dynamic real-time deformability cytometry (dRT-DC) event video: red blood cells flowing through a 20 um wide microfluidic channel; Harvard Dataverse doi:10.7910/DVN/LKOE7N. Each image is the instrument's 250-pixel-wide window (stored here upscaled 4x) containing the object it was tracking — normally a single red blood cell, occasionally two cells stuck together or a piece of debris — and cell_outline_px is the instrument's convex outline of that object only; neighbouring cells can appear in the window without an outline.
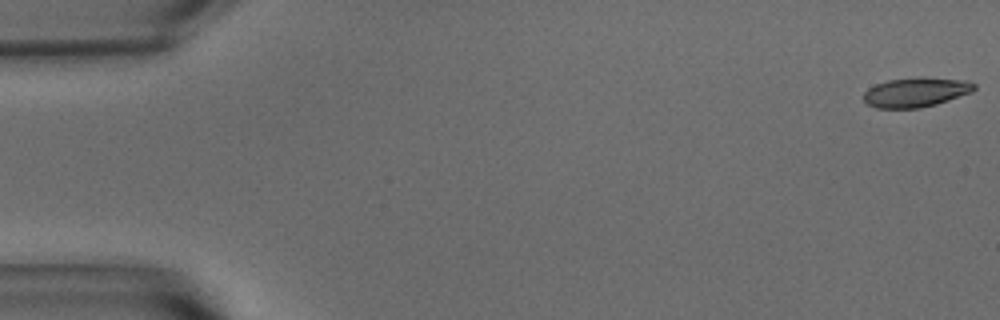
{"species": "common noctule bat (a hibernating species)", "species_latin": "Nyctalus noctula", "temperature_condition": "warm", "stored_images_in_passage": 54, "camera_frame_rate_fps": 3000, "um_per_image_px": 0.085, "animal": {"sex": "male", "body_mass_g": 15.6}, "frame": {"image": 1, "passage_image": 1, "time_ms": 0.0, "image_size_px": [1000, 320], "cell_outline_px": [[976, 88], [972, 92], [936, 104], [920, 108], [876, 108], [868, 104], [864, 100], [864, 92], [868, 88], [876, 84], [888, 80], [924, 76], [968, 80], [976, 84]], "centroid_in_image_um": [77.88, 7.82], "position_along_channel_um": 7.1, "area_um2": 19.25}}
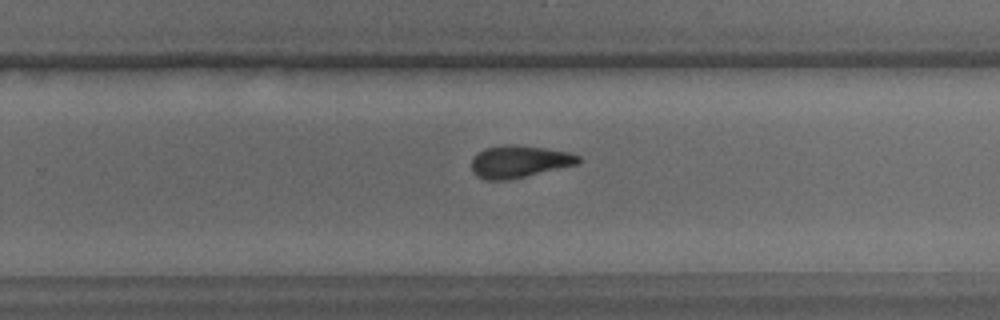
{"frame": {"image": 2, "passage_image": 35, "time_ms": 11.333, "image_size_px": [1000, 320], "cell_outline_px": [[584, 160], [580, 164], [508, 180], [484, 180], [476, 176], [472, 172], [472, 160], [484, 148], [508, 144], [516, 144], [544, 148], [568, 152], [580, 156]], "centroid_in_image_um": [44.17, 13.74], "position_along_channel_um": 285.6, "area_um2": 20.23}}
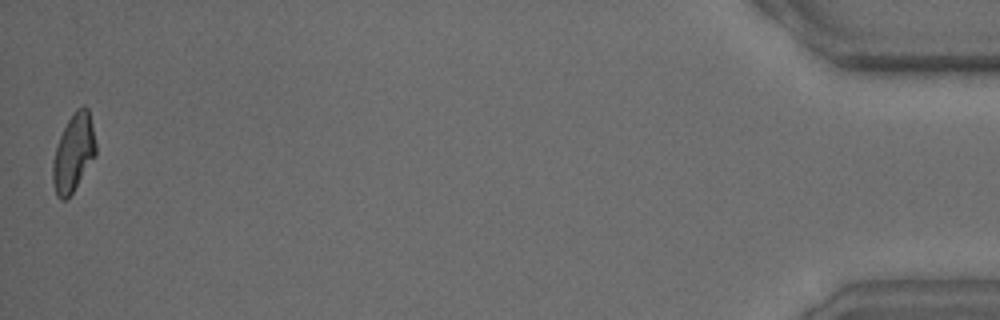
{"frame": {"image": 3, "passage_image": 54, "time_ms": 17.667, "image_size_px": [1000, 320], "cell_outline_px": [[96, 156], [72, 192], [64, 200], [60, 200], [56, 196], [52, 180], [52, 164], [56, 148], [60, 136], [68, 120], [76, 108], [84, 104], [88, 108], [92, 124], [96, 144]], "centroid_in_image_um": [6.25, 12.98], "position_along_channel_um": 428.9, "area_um2": 19.42}, "authors_computed_cell_mechanics": {"area_um2": 20.1722, "velocity_mm_per_s": 3.7366, "shape_relaxation_time_tau1_ms": 4.2016, "shape_relaxation_time_tau2_ms": 3.6823, "deformation_change_tau1": 0.1797, "deformation_change_tau2": 0.1243}}